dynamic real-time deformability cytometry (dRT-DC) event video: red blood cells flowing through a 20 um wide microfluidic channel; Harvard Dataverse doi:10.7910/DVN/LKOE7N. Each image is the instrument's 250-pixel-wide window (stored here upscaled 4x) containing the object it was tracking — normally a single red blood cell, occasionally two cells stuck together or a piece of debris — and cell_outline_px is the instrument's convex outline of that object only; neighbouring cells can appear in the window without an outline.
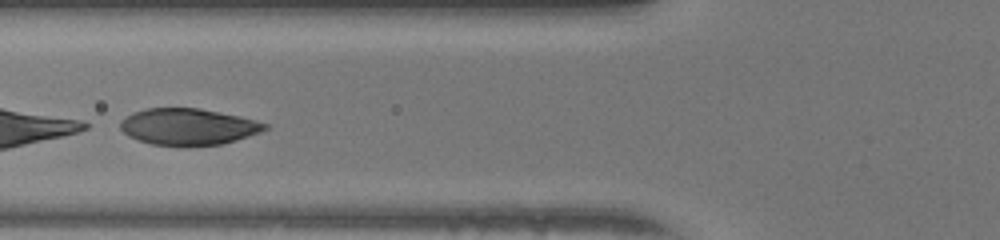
{"species": "human", "species_latin": "Homo sapiens", "temperature_condition": "warm", "stored_images_in_passage": 46, "segment_of_instrument_passage": [2, 2], "camera_frame_rate_fps": 3000, "um_per_image_px": 0.085, "donor": {"sex": "female"}, "frame": {"image": 1, "passage_image": 15, "time_ms": 4.667, "image_size_px": [1000, 240], "cell_outline_px": [[268, 128], [260, 132], [236, 140], [220, 144], [184, 148], [152, 144], [128, 136], [120, 128], [120, 120], [124, 116], [132, 112], [144, 108], [196, 108], [240, 116], [268, 124]], "centroid_in_image_um": [15.95, 10.79], "position_along_channel_um": 109.8, "area_um2": 31.15}}
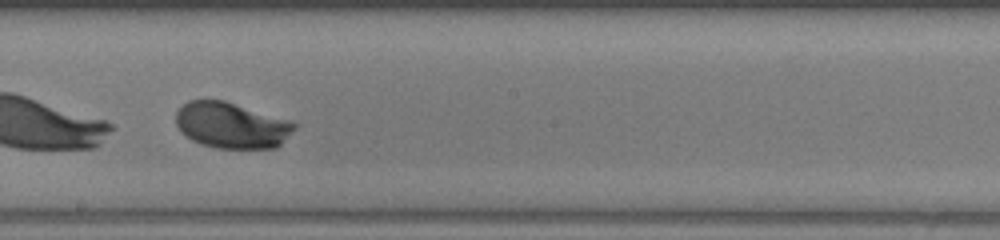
{"frame": {"image": 2, "passage_image": 24, "time_ms": 7.667, "image_size_px": [1000, 240], "cell_outline_px": [[296, 128], [276, 148], [216, 148], [200, 144], [184, 136], [180, 132], [176, 124], [176, 112], [188, 100], [224, 100], [292, 120], [296, 124]], "centroid_in_image_um": [19.68, 10.65], "position_along_channel_um": 228.5, "area_um2": 31.96}}
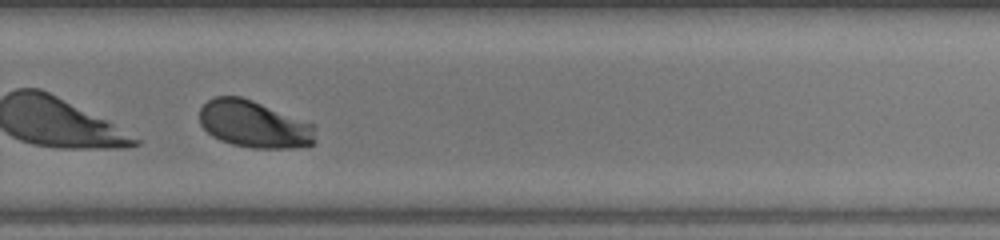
{"frame": {"image": 3, "passage_image": 30, "time_ms": 9.667, "image_size_px": [1000, 240], "cell_outline_px": [[316, 140], [312, 144], [296, 148], [252, 148], [232, 144], [220, 140], [212, 136], [200, 124], [200, 108], [208, 100], [216, 96], [240, 96], [252, 100], [316, 124]], "centroid_in_image_um": [21.64, 10.56], "position_along_channel_um": 308.2, "area_um2": 32.08}}